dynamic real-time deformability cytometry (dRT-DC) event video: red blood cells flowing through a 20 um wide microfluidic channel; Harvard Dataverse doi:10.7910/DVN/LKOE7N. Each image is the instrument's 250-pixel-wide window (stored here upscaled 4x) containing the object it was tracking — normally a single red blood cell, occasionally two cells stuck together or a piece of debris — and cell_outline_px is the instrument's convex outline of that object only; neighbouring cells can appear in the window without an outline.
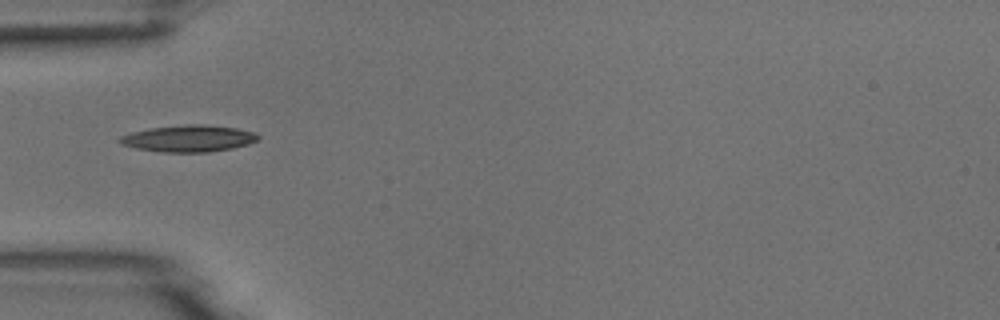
{"species": "common noctule bat (a hibernating species)", "species_latin": "Nyctalus noctula", "temperature_condition": "room temperature", "stored_images_in_passage": 4, "camera_frame_rate_fps": 3000, "um_per_image_px": 0.085, "animal": {"sex": "male", "body_mass_g": 18.8}, "frame": {"image": 1, "passage_image": 4, "time_ms": 5.0, "image_size_px": [1000, 320], "cell_outline_px": [[260, 136], [256, 140], [248, 144], [232, 148], [208, 152], [164, 152], [136, 148], [120, 144], [116, 140], [120, 136], [132, 132], [148, 128], [184, 124], [204, 124], [236, 128], [252, 132]], "centroid_in_image_um": [15.98, 11.76], "position_along_channel_um": 69.0, "area_um2": 21.5}}